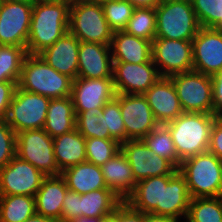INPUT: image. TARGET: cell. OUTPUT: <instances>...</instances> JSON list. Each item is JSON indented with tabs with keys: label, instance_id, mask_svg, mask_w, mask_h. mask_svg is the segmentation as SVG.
<instances>
[{
	"label": "cell",
	"instance_id": "1",
	"mask_svg": "<svg viewBox=\"0 0 222 222\" xmlns=\"http://www.w3.org/2000/svg\"><path fill=\"white\" fill-rule=\"evenodd\" d=\"M70 5L71 0H37L33 3L26 46L28 54H39L68 31Z\"/></svg>",
	"mask_w": 222,
	"mask_h": 222
},
{
	"label": "cell",
	"instance_id": "2",
	"mask_svg": "<svg viewBox=\"0 0 222 222\" xmlns=\"http://www.w3.org/2000/svg\"><path fill=\"white\" fill-rule=\"evenodd\" d=\"M216 117L207 113H182L174 121L165 124L178 155V168L183 160L208 151L211 128Z\"/></svg>",
	"mask_w": 222,
	"mask_h": 222
},
{
	"label": "cell",
	"instance_id": "3",
	"mask_svg": "<svg viewBox=\"0 0 222 222\" xmlns=\"http://www.w3.org/2000/svg\"><path fill=\"white\" fill-rule=\"evenodd\" d=\"M73 79L57 72L38 54H27L17 86L42 96L65 98L71 96Z\"/></svg>",
	"mask_w": 222,
	"mask_h": 222
},
{
	"label": "cell",
	"instance_id": "4",
	"mask_svg": "<svg viewBox=\"0 0 222 222\" xmlns=\"http://www.w3.org/2000/svg\"><path fill=\"white\" fill-rule=\"evenodd\" d=\"M178 171L185 177L192 198L222 196V161L205 152L183 160Z\"/></svg>",
	"mask_w": 222,
	"mask_h": 222
},
{
	"label": "cell",
	"instance_id": "5",
	"mask_svg": "<svg viewBox=\"0 0 222 222\" xmlns=\"http://www.w3.org/2000/svg\"><path fill=\"white\" fill-rule=\"evenodd\" d=\"M155 10V38L192 41L201 28L191 0H161Z\"/></svg>",
	"mask_w": 222,
	"mask_h": 222
},
{
	"label": "cell",
	"instance_id": "6",
	"mask_svg": "<svg viewBox=\"0 0 222 222\" xmlns=\"http://www.w3.org/2000/svg\"><path fill=\"white\" fill-rule=\"evenodd\" d=\"M68 31L81 42L111 45L110 28L100 2L71 0Z\"/></svg>",
	"mask_w": 222,
	"mask_h": 222
},
{
	"label": "cell",
	"instance_id": "7",
	"mask_svg": "<svg viewBox=\"0 0 222 222\" xmlns=\"http://www.w3.org/2000/svg\"><path fill=\"white\" fill-rule=\"evenodd\" d=\"M16 156L29 162L46 177L61 175L54 155L53 138L43 128L16 134Z\"/></svg>",
	"mask_w": 222,
	"mask_h": 222
},
{
	"label": "cell",
	"instance_id": "8",
	"mask_svg": "<svg viewBox=\"0 0 222 222\" xmlns=\"http://www.w3.org/2000/svg\"><path fill=\"white\" fill-rule=\"evenodd\" d=\"M184 113L214 114L212 77L196 71L169 77Z\"/></svg>",
	"mask_w": 222,
	"mask_h": 222
},
{
	"label": "cell",
	"instance_id": "9",
	"mask_svg": "<svg viewBox=\"0 0 222 222\" xmlns=\"http://www.w3.org/2000/svg\"><path fill=\"white\" fill-rule=\"evenodd\" d=\"M50 99L24 91L17 86L5 121L16 134L24 130L42 129L46 122Z\"/></svg>",
	"mask_w": 222,
	"mask_h": 222
},
{
	"label": "cell",
	"instance_id": "10",
	"mask_svg": "<svg viewBox=\"0 0 222 222\" xmlns=\"http://www.w3.org/2000/svg\"><path fill=\"white\" fill-rule=\"evenodd\" d=\"M152 59L161 77L192 71V41L155 38Z\"/></svg>",
	"mask_w": 222,
	"mask_h": 222
},
{
	"label": "cell",
	"instance_id": "11",
	"mask_svg": "<svg viewBox=\"0 0 222 222\" xmlns=\"http://www.w3.org/2000/svg\"><path fill=\"white\" fill-rule=\"evenodd\" d=\"M33 4L2 0L0 4V45L27 46Z\"/></svg>",
	"mask_w": 222,
	"mask_h": 222
},
{
	"label": "cell",
	"instance_id": "12",
	"mask_svg": "<svg viewBox=\"0 0 222 222\" xmlns=\"http://www.w3.org/2000/svg\"><path fill=\"white\" fill-rule=\"evenodd\" d=\"M127 140H142L159 124L143 94H118Z\"/></svg>",
	"mask_w": 222,
	"mask_h": 222
},
{
	"label": "cell",
	"instance_id": "13",
	"mask_svg": "<svg viewBox=\"0 0 222 222\" xmlns=\"http://www.w3.org/2000/svg\"><path fill=\"white\" fill-rule=\"evenodd\" d=\"M45 177L29 162L15 155L0 169V195L35 196Z\"/></svg>",
	"mask_w": 222,
	"mask_h": 222
},
{
	"label": "cell",
	"instance_id": "14",
	"mask_svg": "<svg viewBox=\"0 0 222 222\" xmlns=\"http://www.w3.org/2000/svg\"><path fill=\"white\" fill-rule=\"evenodd\" d=\"M120 150L132 167L137 182L154 176L172 175L177 169L165 158L147 148L142 140H127Z\"/></svg>",
	"mask_w": 222,
	"mask_h": 222
},
{
	"label": "cell",
	"instance_id": "15",
	"mask_svg": "<svg viewBox=\"0 0 222 222\" xmlns=\"http://www.w3.org/2000/svg\"><path fill=\"white\" fill-rule=\"evenodd\" d=\"M160 77L153 59L140 64L113 62L112 80L118 94H144Z\"/></svg>",
	"mask_w": 222,
	"mask_h": 222
},
{
	"label": "cell",
	"instance_id": "16",
	"mask_svg": "<svg viewBox=\"0 0 222 222\" xmlns=\"http://www.w3.org/2000/svg\"><path fill=\"white\" fill-rule=\"evenodd\" d=\"M193 71L214 76L222 71V30L201 27L192 40Z\"/></svg>",
	"mask_w": 222,
	"mask_h": 222
},
{
	"label": "cell",
	"instance_id": "17",
	"mask_svg": "<svg viewBox=\"0 0 222 222\" xmlns=\"http://www.w3.org/2000/svg\"><path fill=\"white\" fill-rule=\"evenodd\" d=\"M116 96L112 78H76L72 83L71 98L75 113L104 107Z\"/></svg>",
	"mask_w": 222,
	"mask_h": 222
},
{
	"label": "cell",
	"instance_id": "18",
	"mask_svg": "<svg viewBox=\"0 0 222 222\" xmlns=\"http://www.w3.org/2000/svg\"><path fill=\"white\" fill-rule=\"evenodd\" d=\"M158 124H167L184 113L169 77H160L144 94Z\"/></svg>",
	"mask_w": 222,
	"mask_h": 222
},
{
	"label": "cell",
	"instance_id": "19",
	"mask_svg": "<svg viewBox=\"0 0 222 222\" xmlns=\"http://www.w3.org/2000/svg\"><path fill=\"white\" fill-rule=\"evenodd\" d=\"M190 200L185 177L178 169L172 175H162L161 205H157V215L186 219Z\"/></svg>",
	"mask_w": 222,
	"mask_h": 222
},
{
	"label": "cell",
	"instance_id": "20",
	"mask_svg": "<svg viewBox=\"0 0 222 222\" xmlns=\"http://www.w3.org/2000/svg\"><path fill=\"white\" fill-rule=\"evenodd\" d=\"M111 46L81 42L78 52V78H112Z\"/></svg>",
	"mask_w": 222,
	"mask_h": 222
},
{
	"label": "cell",
	"instance_id": "21",
	"mask_svg": "<svg viewBox=\"0 0 222 222\" xmlns=\"http://www.w3.org/2000/svg\"><path fill=\"white\" fill-rule=\"evenodd\" d=\"M80 40L67 31L53 45L45 48L38 55L57 72L73 80L78 74V52Z\"/></svg>",
	"mask_w": 222,
	"mask_h": 222
},
{
	"label": "cell",
	"instance_id": "22",
	"mask_svg": "<svg viewBox=\"0 0 222 222\" xmlns=\"http://www.w3.org/2000/svg\"><path fill=\"white\" fill-rule=\"evenodd\" d=\"M68 191L64 178L48 176L35 194L36 214L61 222L63 200Z\"/></svg>",
	"mask_w": 222,
	"mask_h": 222
},
{
	"label": "cell",
	"instance_id": "23",
	"mask_svg": "<svg viewBox=\"0 0 222 222\" xmlns=\"http://www.w3.org/2000/svg\"><path fill=\"white\" fill-rule=\"evenodd\" d=\"M113 62L145 63L152 59V42L123 31H115L111 42Z\"/></svg>",
	"mask_w": 222,
	"mask_h": 222
},
{
	"label": "cell",
	"instance_id": "24",
	"mask_svg": "<svg viewBox=\"0 0 222 222\" xmlns=\"http://www.w3.org/2000/svg\"><path fill=\"white\" fill-rule=\"evenodd\" d=\"M107 188L125 201L135 190L132 167L121 150L101 166Z\"/></svg>",
	"mask_w": 222,
	"mask_h": 222
},
{
	"label": "cell",
	"instance_id": "25",
	"mask_svg": "<svg viewBox=\"0 0 222 222\" xmlns=\"http://www.w3.org/2000/svg\"><path fill=\"white\" fill-rule=\"evenodd\" d=\"M61 176L64 178L68 190L80 195L107 188L101 167L88 161L64 169Z\"/></svg>",
	"mask_w": 222,
	"mask_h": 222
},
{
	"label": "cell",
	"instance_id": "26",
	"mask_svg": "<svg viewBox=\"0 0 222 222\" xmlns=\"http://www.w3.org/2000/svg\"><path fill=\"white\" fill-rule=\"evenodd\" d=\"M86 138L77 130L53 138L54 155L59 170L86 161Z\"/></svg>",
	"mask_w": 222,
	"mask_h": 222
},
{
	"label": "cell",
	"instance_id": "27",
	"mask_svg": "<svg viewBox=\"0 0 222 222\" xmlns=\"http://www.w3.org/2000/svg\"><path fill=\"white\" fill-rule=\"evenodd\" d=\"M43 129L52 138L76 129V114L71 96L50 99Z\"/></svg>",
	"mask_w": 222,
	"mask_h": 222
},
{
	"label": "cell",
	"instance_id": "28",
	"mask_svg": "<svg viewBox=\"0 0 222 222\" xmlns=\"http://www.w3.org/2000/svg\"><path fill=\"white\" fill-rule=\"evenodd\" d=\"M161 195L162 176H154L137 182L135 190L125 201L136 210L157 215Z\"/></svg>",
	"mask_w": 222,
	"mask_h": 222
},
{
	"label": "cell",
	"instance_id": "29",
	"mask_svg": "<svg viewBox=\"0 0 222 222\" xmlns=\"http://www.w3.org/2000/svg\"><path fill=\"white\" fill-rule=\"evenodd\" d=\"M122 201L123 200L109 188H102L81 194V217L103 218L114 212Z\"/></svg>",
	"mask_w": 222,
	"mask_h": 222
},
{
	"label": "cell",
	"instance_id": "30",
	"mask_svg": "<svg viewBox=\"0 0 222 222\" xmlns=\"http://www.w3.org/2000/svg\"><path fill=\"white\" fill-rule=\"evenodd\" d=\"M35 214V196L0 195V222H24Z\"/></svg>",
	"mask_w": 222,
	"mask_h": 222
},
{
	"label": "cell",
	"instance_id": "31",
	"mask_svg": "<svg viewBox=\"0 0 222 222\" xmlns=\"http://www.w3.org/2000/svg\"><path fill=\"white\" fill-rule=\"evenodd\" d=\"M142 141L147 148L156 153L159 157L167 159L178 169V155L172 140L169 128L165 124H159Z\"/></svg>",
	"mask_w": 222,
	"mask_h": 222
},
{
	"label": "cell",
	"instance_id": "32",
	"mask_svg": "<svg viewBox=\"0 0 222 222\" xmlns=\"http://www.w3.org/2000/svg\"><path fill=\"white\" fill-rule=\"evenodd\" d=\"M187 222H222V196L192 198Z\"/></svg>",
	"mask_w": 222,
	"mask_h": 222
},
{
	"label": "cell",
	"instance_id": "33",
	"mask_svg": "<svg viewBox=\"0 0 222 222\" xmlns=\"http://www.w3.org/2000/svg\"><path fill=\"white\" fill-rule=\"evenodd\" d=\"M25 47L0 45V82H18L27 56Z\"/></svg>",
	"mask_w": 222,
	"mask_h": 222
},
{
	"label": "cell",
	"instance_id": "34",
	"mask_svg": "<svg viewBox=\"0 0 222 222\" xmlns=\"http://www.w3.org/2000/svg\"><path fill=\"white\" fill-rule=\"evenodd\" d=\"M124 31L152 42L156 37L155 8H135Z\"/></svg>",
	"mask_w": 222,
	"mask_h": 222
},
{
	"label": "cell",
	"instance_id": "35",
	"mask_svg": "<svg viewBox=\"0 0 222 222\" xmlns=\"http://www.w3.org/2000/svg\"><path fill=\"white\" fill-rule=\"evenodd\" d=\"M100 120L103 133L109 139H114L119 144L126 141V129L122 119L120 104L115 98L105 104Z\"/></svg>",
	"mask_w": 222,
	"mask_h": 222
},
{
	"label": "cell",
	"instance_id": "36",
	"mask_svg": "<svg viewBox=\"0 0 222 222\" xmlns=\"http://www.w3.org/2000/svg\"><path fill=\"white\" fill-rule=\"evenodd\" d=\"M104 16L115 31H123L130 20L135 7L127 0H105L101 2Z\"/></svg>",
	"mask_w": 222,
	"mask_h": 222
},
{
	"label": "cell",
	"instance_id": "37",
	"mask_svg": "<svg viewBox=\"0 0 222 222\" xmlns=\"http://www.w3.org/2000/svg\"><path fill=\"white\" fill-rule=\"evenodd\" d=\"M86 161L102 166L120 151V144L114 139H86Z\"/></svg>",
	"mask_w": 222,
	"mask_h": 222
},
{
	"label": "cell",
	"instance_id": "38",
	"mask_svg": "<svg viewBox=\"0 0 222 222\" xmlns=\"http://www.w3.org/2000/svg\"><path fill=\"white\" fill-rule=\"evenodd\" d=\"M201 27L222 30V0H191Z\"/></svg>",
	"mask_w": 222,
	"mask_h": 222
},
{
	"label": "cell",
	"instance_id": "39",
	"mask_svg": "<svg viewBox=\"0 0 222 222\" xmlns=\"http://www.w3.org/2000/svg\"><path fill=\"white\" fill-rule=\"evenodd\" d=\"M103 113V107L89 109L76 114V129L86 138L109 139L103 133L100 115Z\"/></svg>",
	"mask_w": 222,
	"mask_h": 222
},
{
	"label": "cell",
	"instance_id": "40",
	"mask_svg": "<svg viewBox=\"0 0 222 222\" xmlns=\"http://www.w3.org/2000/svg\"><path fill=\"white\" fill-rule=\"evenodd\" d=\"M16 155V133L5 120H0V169Z\"/></svg>",
	"mask_w": 222,
	"mask_h": 222
},
{
	"label": "cell",
	"instance_id": "41",
	"mask_svg": "<svg viewBox=\"0 0 222 222\" xmlns=\"http://www.w3.org/2000/svg\"><path fill=\"white\" fill-rule=\"evenodd\" d=\"M81 217L80 194L68 190L62 205L61 222H71Z\"/></svg>",
	"mask_w": 222,
	"mask_h": 222
},
{
	"label": "cell",
	"instance_id": "42",
	"mask_svg": "<svg viewBox=\"0 0 222 222\" xmlns=\"http://www.w3.org/2000/svg\"><path fill=\"white\" fill-rule=\"evenodd\" d=\"M18 82H0V120H5L8 108L12 102Z\"/></svg>",
	"mask_w": 222,
	"mask_h": 222
},
{
	"label": "cell",
	"instance_id": "43",
	"mask_svg": "<svg viewBox=\"0 0 222 222\" xmlns=\"http://www.w3.org/2000/svg\"><path fill=\"white\" fill-rule=\"evenodd\" d=\"M208 152L222 161V116H217L210 133Z\"/></svg>",
	"mask_w": 222,
	"mask_h": 222
},
{
	"label": "cell",
	"instance_id": "44",
	"mask_svg": "<svg viewBox=\"0 0 222 222\" xmlns=\"http://www.w3.org/2000/svg\"><path fill=\"white\" fill-rule=\"evenodd\" d=\"M214 115L222 116V71L212 76Z\"/></svg>",
	"mask_w": 222,
	"mask_h": 222
},
{
	"label": "cell",
	"instance_id": "45",
	"mask_svg": "<svg viewBox=\"0 0 222 222\" xmlns=\"http://www.w3.org/2000/svg\"><path fill=\"white\" fill-rule=\"evenodd\" d=\"M120 222H143V212L134 209L128 202L120 203Z\"/></svg>",
	"mask_w": 222,
	"mask_h": 222
},
{
	"label": "cell",
	"instance_id": "46",
	"mask_svg": "<svg viewBox=\"0 0 222 222\" xmlns=\"http://www.w3.org/2000/svg\"><path fill=\"white\" fill-rule=\"evenodd\" d=\"M181 219L171 216L155 215L152 213H143V222H180Z\"/></svg>",
	"mask_w": 222,
	"mask_h": 222
},
{
	"label": "cell",
	"instance_id": "47",
	"mask_svg": "<svg viewBox=\"0 0 222 222\" xmlns=\"http://www.w3.org/2000/svg\"><path fill=\"white\" fill-rule=\"evenodd\" d=\"M135 8H156V6L161 2V0H127Z\"/></svg>",
	"mask_w": 222,
	"mask_h": 222
},
{
	"label": "cell",
	"instance_id": "48",
	"mask_svg": "<svg viewBox=\"0 0 222 222\" xmlns=\"http://www.w3.org/2000/svg\"><path fill=\"white\" fill-rule=\"evenodd\" d=\"M102 222H120V204L114 212L103 217Z\"/></svg>",
	"mask_w": 222,
	"mask_h": 222
},
{
	"label": "cell",
	"instance_id": "49",
	"mask_svg": "<svg viewBox=\"0 0 222 222\" xmlns=\"http://www.w3.org/2000/svg\"><path fill=\"white\" fill-rule=\"evenodd\" d=\"M24 222H56V221L50 218H46L39 214H35L31 216L29 219L25 220Z\"/></svg>",
	"mask_w": 222,
	"mask_h": 222
},
{
	"label": "cell",
	"instance_id": "50",
	"mask_svg": "<svg viewBox=\"0 0 222 222\" xmlns=\"http://www.w3.org/2000/svg\"><path fill=\"white\" fill-rule=\"evenodd\" d=\"M71 222H102V218H92V217H79L72 220Z\"/></svg>",
	"mask_w": 222,
	"mask_h": 222
},
{
	"label": "cell",
	"instance_id": "51",
	"mask_svg": "<svg viewBox=\"0 0 222 222\" xmlns=\"http://www.w3.org/2000/svg\"><path fill=\"white\" fill-rule=\"evenodd\" d=\"M6 1L22 2V3H30V4H33V3H35L37 0H6Z\"/></svg>",
	"mask_w": 222,
	"mask_h": 222
},
{
	"label": "cell",
	"instance_id": "52",
	"mask_svg": "<svg viewBox=\"0 0 222 222\" xmlns=\"http://www.w3.org/2000/svg\"><path fill=\"white\" fill-rule=\"evenodd\" d=\"M84 1H90V2H102V1H105V0H84Z\"/></svg>",
	"mask_w": 222,
	"mask_h": 222
}]
</instances>
